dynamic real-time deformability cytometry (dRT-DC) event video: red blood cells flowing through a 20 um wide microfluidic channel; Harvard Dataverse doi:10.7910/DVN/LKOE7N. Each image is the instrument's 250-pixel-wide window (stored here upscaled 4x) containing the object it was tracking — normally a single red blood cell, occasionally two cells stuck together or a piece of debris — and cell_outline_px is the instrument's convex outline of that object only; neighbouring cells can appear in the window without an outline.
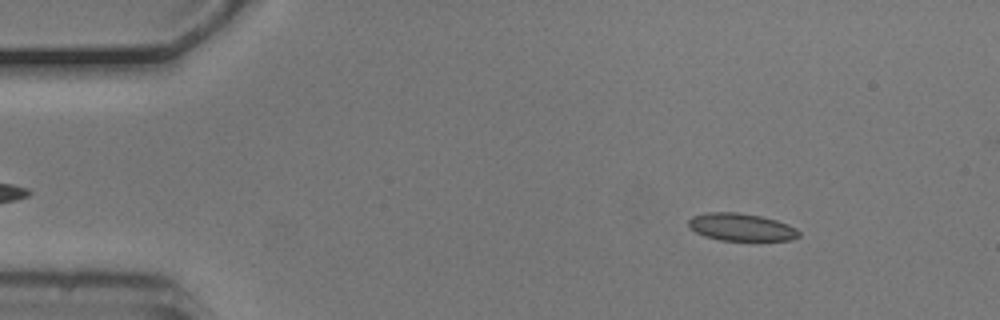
{"species": "common noctule bat (a hibernating species)", "species_latin": "Nyctalus noctula", "temperature_condition": "cold", "stored_images_in_passage": 16, "camera_frame_rate_fps": 3000, "um_per_image_px": 0.085, "animal": {"sex": "male", "body_mass_g": 20.5, "forearm_length_mm": 52.5}, "frame": {"image": 1, "passage_image": 7, "time_ms": 2.0, "image_size_px": [1000, 320], "cell_outline_px": [[800, 236], [792, 240], [720, 240], [704, 236], [688, 228], [688, 220], [692, 216], [704, 212], [740, 212], [760, 216], [776, 220], [788, 224], [796, 228], [800, 232]], "centroid_in_image_um": [62.98, 19.3], "position_along_channel_um": 22.0, "area_um2": 17.86}}